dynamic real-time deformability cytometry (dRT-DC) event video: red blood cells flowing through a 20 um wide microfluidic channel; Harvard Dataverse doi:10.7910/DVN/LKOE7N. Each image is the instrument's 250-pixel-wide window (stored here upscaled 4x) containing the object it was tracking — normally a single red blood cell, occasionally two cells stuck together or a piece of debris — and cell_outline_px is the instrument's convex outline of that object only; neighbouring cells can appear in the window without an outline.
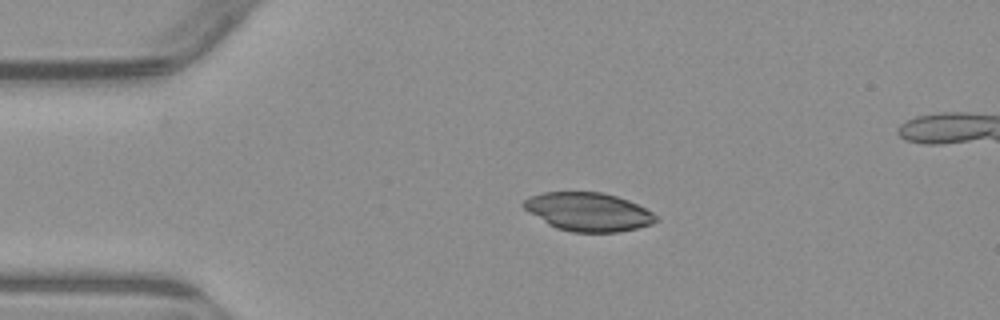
{"species": "common noctule bat (a hibernating species)", "species_latin": "Nyctalus noctula", "temperature_condition": "warm", "stored_images_in_passage": 2, "camera_frame_rate_fps": 3000, "um_per_image_px": 0.085, "animal": {"sex": "male", "body_mass_g": 23.1, "forearm_length_mm": 52.7}, "frame": {"image": 1, "passage_image": 1, "time_ms": 0.0, "image_size_px": [1000, 320], "cell_outline_px": [[660, 220], [652, 224], [636, 228], [616, 232], [572, 232], [556, 228], [548, 224], [528, 212], [520, 204], [528, 196], [544, 192], [604, 192], [628, 200], [652, 212]], "centroid_in_image_um": [49.97, 18.0], "position_along_channel_um": 35.0, "area_um2": 29.71}}